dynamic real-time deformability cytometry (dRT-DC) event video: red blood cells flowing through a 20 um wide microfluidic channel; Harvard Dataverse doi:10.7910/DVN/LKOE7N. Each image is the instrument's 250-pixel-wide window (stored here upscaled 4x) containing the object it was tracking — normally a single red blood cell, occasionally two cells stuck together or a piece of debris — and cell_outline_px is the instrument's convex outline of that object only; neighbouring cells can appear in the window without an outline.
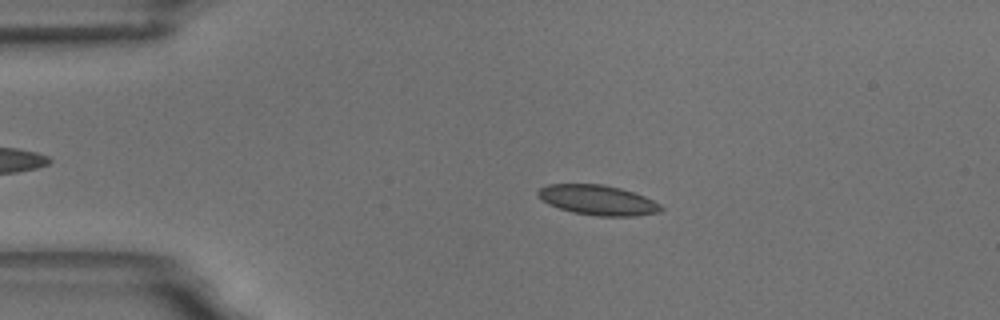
{"species": "common noctule bat (a hibernating species)", "species_latin": "Nyctalus noctula", "temperature_condition": "room temperature", "stored_images_in_passage": 55, "camera_frame_rate_fps": 3000, "um_per_image_px": 0.085, "animal": {"sex": "male", "body_mass_g": 18.8}, "frame": {"image": 1, "passage_image": 9, "time_ms": 2.667, "image_size_px": [1000, 320], "cell_outline_px": [[664, 208], [660, 212], [636, 216], [596, 216], [572, 212], [548, 204], [536, 192], [540, 188], [548, 184], [600, 184], [620, 188], [644, 196], [660, 204]], "centroid_in_image_um": [50.83, 17.01], "position_along_channel_um": 34.2, "area_um2": 21.33}}
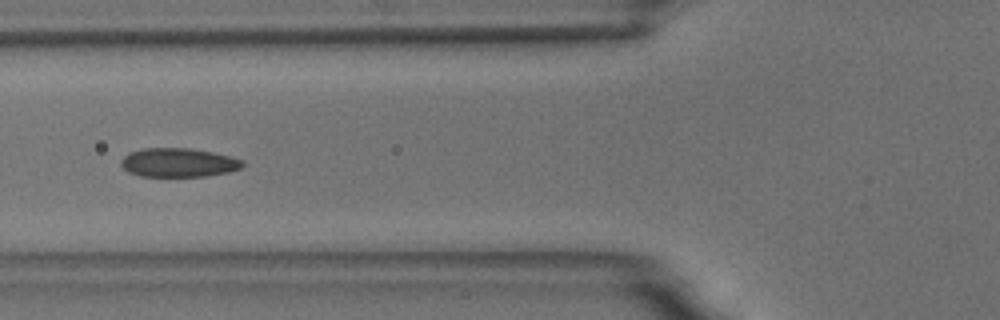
{"frame": {"image": 2, "passage_image": 19, "time_ms": 6.0, "image_size_px": [1000, 320], "cell_outline_px": [[244, 164], [240, 168], [228, 172], [204, 176], [140, 176], [128, 172], [120, 164], [120, 160], [128, 152], [144, 148], [192, 148], [212, 152], [244, 160]], "centroid_in_image_um": [15.14, 13.81], "position_along_channel_um": 110.7, "area_um2": 20.46}}
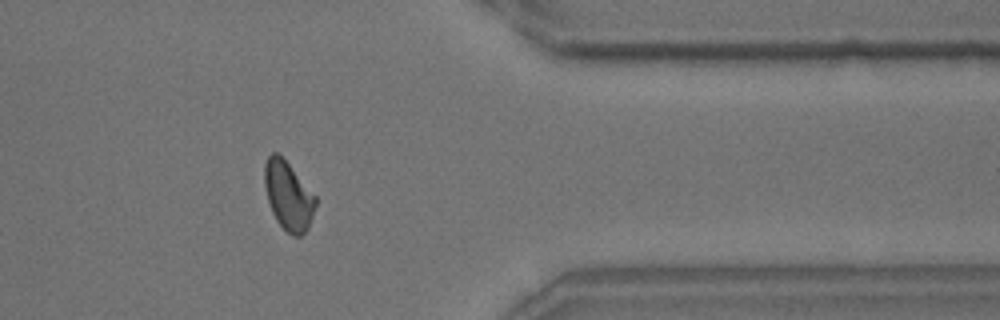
{"frame": {"image": 3, "passage_image": 44, "time_ms": 14.333, "image_size_px": [1000, 320], "cell_outline_px": [[316, 204], [308, 228], [300, 236], [296, 236], [288, 232], [276, 220], [272, 212], [268, 200], [264, 184], [264, 164], [268, 156], [272, 152], [276, 152], [288, 164], [316, 196]], "centroid_in_image_um": [24.49, 16.63], "position_along_channel_um": 386.9, "area_um2": 20.0}, "authors_computed_cell_mechanics": {"area_um2": 20.5768, "velocity_mm_per_s": 3.501, "shape_relaxation_time_tau1_ms": 7.1111, "shape_relaxation_time_tau2_ms": 1.5651, "deformation_change_tau1": 0.122, "deformation_change_tau2": 0.066}}